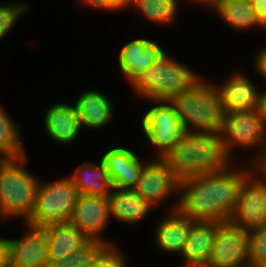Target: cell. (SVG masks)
Returning <instances> with one entry per match:
<instances>
[{
  "instance_id": "cell-2",
  "label": "cell",
  "mask_w": 266,
  "mask_h": 267,
  "mask_svg": "<svg viewBox=\"0 0 266 267\" xmlns=\"http://www.w3.org/2000/svg\"><path fill=\"white\" fill-rule=\"evenodd\" d=\"M161 159L179 182L225 170L231 165L221 132L185 131Z\"/></svg>"
},
{
  "instance_id": "cell-29",
  "label": "cell",
  "mask_w": 266,
  "mask_h": 267,
  "mask_svg": "<svg viewBox=\"0 0 266 267\" xmlns=\"http://www.w3.org/2000/svg\"><path fill=\"white\" fill-rule=\"evenodd\" d=\"M27 8L28 5L25 3H9L0 6V39L14 27Z\"/></svg>"
},
{
  "instance_id": "cell-23",
  "label": "cell",
  "mask_w": 266,
  "mask_h": 267,
  "mask_svg": "<svg viewBox=\"0 0 266 267\" xmlns=\"http://www.w3.org/2000/svg\"><path fill=\"white\" fill-rule=\"evenodd\" d=\"M99 162V165L82 163L76 168L72 179L79 194L108 197L114 189L105 165L101 160Z\"/></svg>"
},
{
  "instance_id": "cell-7",
  "label": "cell",
  "mask_w": 266,
  "mask_h": 267,
  "mask_svg": "<svg viewBox=\"0 0 266 267\" xmlns=\"http://www.w3.org/2000/svg\"><path fill=\"white\" fill-rule=\"evenodd\" d=\"M266 118L262 109L225 112L221 131L224 146L229 156L231 148L237 145L242 148L259 146L260 152L255 157L254 168L266 156Z\"/></svg>"
},
{
  "instance_id": "cell-22",
  "label": "cell",
  "mask_w": 266,
  "mask_h": 267,
  "mask_svg": "<svg viewBox=\"0 0 266 267\" xmlns=\"http://www.w3.org/2000/svg\"><path fill=\"white\" fill-rule=\"evenodd\" d=\"M216 221H194L189 230L182 256L187 261L208 259L211 257L216 228L220 225Z\"/></svg>"
},
{
  "instance_id": "cell-10",
  "label": "cell",
  "mask_w": 266,
  "mask_h": 267,
  "mask_svg": "<svg viewBox=\"0 0 266 267\" xmlns=\"http://www.w3.org/2000/svg\"><path fill=\"white\" fill-rule=\"evenodd\" d=\"M210 260L217 267H249V234L247 230L223 222L216 228Z\"/></svg>"
},
{
  "instance_id": "cell-14",
  "label": "cell",
  "mask_w": 266,
  "mask_h": 267,
  "mask_svg": "<svg viewBox=\"0 0 266 267\" xmlns=\"http://www.w3.org/2000/svg\"><path fill=\"white\" fill-rule=\"evenodd\" d=\"M164 53L155 41L142 38L132 40L125 44L119 53L120 69L132 85Z\"/></svg>"
},
{
  "instance_id": "cell-40",
  "label": "cell",
  "mask_w": 266,
  "mask_h": 267,
  "mask_svg": "<svg viewBox=\"0 0 266 267\" xmlns=\"http://www.w3.org/2000/svg\"><path fill=\"white\" fill-rule=\"evenodd\" d=\"M252 267H266V262L255 264Z\"/></svg>"
},
{
  "instance_id": "cell-39",
  "label": "cell",
  "mask_w": 266,
  "mask_h": 267,
  "mask_svg": "<svg viewBox=\"0 0 266 267\" xmlns=\"http://www.w3.org/2000/svg\"><path fill=\"white\" fill-rule=\"evenodd\" d=\"M7 160V158L5 156H3L2 154H0V167L3 165V163Z\"/></svg>"
},
{
  "instance_id": "cell-27",
  "label": "cell",
  "mask_w": 266,
  "mask_h": 267,
  "mask_svg": "<svg viewBox=\"0 0 266 267\" xmlns=\"http://www.w3.org/2000/svg\"><path fill=\"white\" fill-rule=\"evenodd\" d=\"M106 246L103 241L86 238L67 256L54 261L50 267H88Z\"/></svg>"
},
{
  "instance_id": "cell-12",
  "label": "cell",
  "mask_w": 266,
  "mask_h": 267,
  "mask_svg": "<svg viewBox=\"0 0 266 267\" xmlns=\"http://www.w3.org/2000/svg\"><path fill=\"white\" fill-rule=\"evenodd\" d=\"M134 191L151 207L179 191V181L161 158L143 165Z\"/></svg>"
},
{
  "instance_id": "cell-21",
  "label": "cell",
  "mask_w": 266,
  "mask_h": 267,
  "mask_svg": "<svg viewBox=\"0 0 266 267\" xmlns=\"http://www.w3.org/2000/svg\"><path fill=\"white\" fill-rule=\"evenodd\" d=\"M43 228L47 233L50 265L67 256L86 239L71 221L54 223Z\"/></svg>"
},
{
  "instance_id": "cell-19",
  "label": "cell",
  "mask_w": 266,
  "mask_h": 267,
  "mask_svg": "<svg viewBox=\"0 0 266 267\" xmlns=\"http://www.w3.org/2000/svg\"><path fill=\"white\" fill-rule=\"evenodd\" d=\"M108 199L110 217L129 224L145 218L152 208L134 189L114 188Z\"/></svg>"
},
{
  "instance_id": "cell-4",
  "label": "cell",
  "mask_w": 266,
  "mask_h": 267,
  "mask_svg": "<svg viewBox=\"0 0 266 267\" xmlns=\"http://www.w3.org/2000/svg\"><path fill=\"white\" fill-rule=\"evenodd\" d=\"M26 158L7 159L0 167V216L30 218L40 182L23 165Z\"/></svg>"
},
{
  "instance_id": "cell-31",
  "label": "cell",
  "mask_w": 266,
  "mask_h": 267,
  "mask_svg": "<svg viewBox=\"0 0 266 267\" xmlns=\"http://www.w3.org/2000/svg\"><path fill=\"white\" fill-rule=\"evenodd\" d=\"M84 4L90 5L95 8L109 9V10H119L128 8L127 0H81Z\"/></svg>"
},
{
  "instance_id": "cell-1",
  "label": "cell",
  "mask_w": 266,
  "mask_h": 267,
  "mask_svg": "<svg viewBox=\"0 0 266 267\" xmlns=\"http://www.w3.org/2000/svg\"><path fill=\"white\" fill-rule=\"evenodd\" d=\"M231 167L179 182L181 195L174 207L193 221L229 222L241 185L253 173L250 169L235 171Z\"/></svg>"
},
{
  "instance_id": "cell-9",
  "label": "cell",
  "mask_w": 266,
  "mask_h": 267,
  "mask_svg": "<svg viewBox=\"0 0 266 267\" xmlns=\"http://www.w3.org/2000/svg\"><path fill=\"white\" fill-rule=\"evenodd\" d=\"M252 175L242 183L236 209L229 221L247 231L266 224V176L263 180Z\"/></svg>"
},
{
  "instance_id": "cell-25",
  "label": "cell",
  "mask_w": 266,
  "mask_h": 267,
  "mask_svg": "<svg viewBox=\"0 0 266 267\" xmlns=\"http://www.w3.org/2000/svg\"><path fill=\"white\" fill-rule=\"evenodd\" d=\"M18 126L0 106V154L7 159L26 157Z\"/></svg>"
},
{
  "instance_id": "cell-26",
  "label": "cell",
  "mask_w": 266,
  "mask_h": 267,
  "mask_svg": "<svg viewBox=\"0 0 266 267\" xmlns=\"http://www.w3.org/2000/svg\"><path fill=\"white\" fill-rule=\"evenodd\" d=\"M177 5V0H127V7L134 6L145 18L167 25L173 22Z\"/></svg>"
},
{
  "instance_id": "cell-17",
  "label": "cell",
  "mask_w": 266,
  "mask_h": 267,
  "mask_svg": "<svg viewBox=\"0 0 266 267\" xmlns=\"http://www.w3.org/2000/svg\"><path fill=\"white\" fill-rule=\"evenodd\" d=\"M47 134L57 143L68 144L74 141L81 129L76 105L54 104L44 118Z\"/></svg>"
},
{
  "instance_id": "cell-33",
  "label": "cell",
  "mask_w": 266,
  "mask_h": 267,
  "mask_svg": "<svg viewBox=\"0 0 266 267\" xmlns=\"http://www.w3.org/2000/svg\"><path fill=\"white\" fill-rule=\"evenodd\" d=\"M0 267H10L7 239H0Z\"/></svg>"
},
{
  "instance_id": "cell-38",
  "label": "cell",
  "mask_w": 266,
  "mask_h": 267,
  "mask_svg": "<svg viewBox=\"0 0 266 267\" xmlns=\"http://www.w3.org/2000/svg\"><path fill=\"white\" fill-rule=\"evenodd\" d=\"M193 1H196V2L199 1L200 3L202 2L203 4L208 5V7H211L217 0H193Z\"/></svg>"
},
{
  "instance_id": "cell-16",
  "label": "cell",
  "mask_w": 266,
  "mask_h": 267,
  "mask_svg": "<svg viewBox=\"0 0 266 267\" xmlns=\"http://www.w3.org/2000/svg\"><path fill=\"white\" fill-rule=\"evenodd\" d=\"M114 188L134 189L143 165L131 150L124 147L109 149L101 157Z\"/></svg>"
},
{
  "instance_id": "cell-11",
  "label": "cell",
  "mask_w": 266,
  "mask_h": 267,
  "mask_svg": "<svg viewBox=\"0 0 266 267\" xmlns=\"http://www.w3.org/2000/svg\"><path fill=\"white\" fill-rule=\"evenodd\" d=\"M109 218L110 203L107 196L79 194L71 222L86 238L98 239L107 246H113L99 237Z\"/></svg>"
},
{
  "instance_id": "cell-18",
  "label": "cell",
  "mask_w": 266,
  "mask_h": 267,
  "mask_svg": "<svg viewBox=\"0 0 266 267\" xmlns=\"http://www.w3.org/2000/svg\"><path fill=\"white\" fill-rule=\"evenodd\" d=\"M164 217L156 226V243L165 252H183L190 226L194 222L178 209Z\"/></svg>"
},
{
  "instance_id": "cell-8",
  "label": "cell",
  "mask_w": 266,
  "mask_h": 267,
  "mask_svg": "<svg viewBox=\"0 0 266 267\" xmlns=\"http://www.w3.org/2000/svg\"><path fill=\"white\" fill-rule=\"evenodd\" d=\"M155 106L143 115L142 128L149 142L157 147L158 158L168 152L185 130L169 101L152 100Z\"/></svg>"
},
{
  "instance_id": "cell-37",
  "label": "cell",
  "mask_w": 266,
  "mask_h": 267,
  "mask_svg": "<svg viewBox=\"0 0 266 267\" xmlns=\"http://www.w3.org/2000/svg\"><path fill=\"white\" fill-rule=\"evenodd\" d=\"M263 94V99H262V111L263 115L266 118V91L262 93Z\"/></svg>"
},
{
  "instance_id": "cell-36",
  "label": "cell",
  "mask_w": 266,
  "mask_h": 267,
  "mask_svg": "<svg viewBox=\"0 0 266 267\" xmlns=\"http://www.w3.org/2000/svg\"><path fill=\"white\" fill-rule=\"evenodd\" d=\"M257 169L266 176V156L265 158L257 165Z\"/></svg>"
},
{
  "instance_id": "cell-30",
  "label": "cell",
  "mask_w": 266,
  "mask_h": 267,
  "mask_svg": "<svg viewBox=\"0 0 266 267\" xmlns=\"http://www.w3.org/2000/svg\"><path fill=\"white\" fill-rule=\"evenodd\" d=\"M122 254L114 246H106L88 267H125L126 262Z\"/></svg>"
},
{
  "instance_id": "cell-5",
  "label": "cell",
  "mask_w": 266,
  "mask_h": 267,
  "mask_svg": "<svg viewBox=\"0 0 266 267\" xmlns=\"http://www.w3.org/2000/svg\"><path fill=\"white\" fill-rule=\"evenodd\" d=\"M166 55L164 53L132 84L136 94L142 98L169 101L200 79L188 66Z\"/></svg>"
},
{
  "instance_id": "cell-34",
  "label": "cell",
  "mask_w": 266,
  "mask_h": 267,
  "mask_svg": "<svg viewBox=\"0 0 266 267\" xmlns=\"http://www.w3.org/2000/svg\"><path fill=\"white\" fill-rule=\"evenodd\" d=\"M255 63L257 71H259L261 77L266 79V47L262 48L259 53H257Z\"/></svg>"
},
{
  "instance_id": "cell-3",
  "label": "cell",
  "mask_w": 266,
  "mask_h": 267,
  "mask_svg": "<svg viewBox=\"0 0 266 267\" xmlns=\"http://www.w3.org/2000/svg\"><path fill=\"white\" fill-rule=\"evenodd\" d=\"M201 80L202 78L180 95L172 97L169 102L185 131L221 132L225 110L219 93L215 85Z\"/></svg>"
},
{
  "instance_id": "cell-20",
  "label": "cell",
  "mask_w": 266,
  "mask_h": 267,
  "mask_svg": "<svg viewBox=\"0 0 266 267\" xmlns=\"http://www.w3.org/2000/svg\"><path fill=\"white\" fill-rule=\"evenodd\" d=\"M81 126L101 128L105 126L113 114L110 100L99 91L84 92L75 103Z\"/></svg>"
},
{
  "instance_id": "cell-32",
  "label": "cell",
  "mask_w": 266,
  "mask_h": 267,
  "mask_svg": "<svg viewBox=\"0 0 266 267\" xmlns=\"http://www.w3.org/2000/svg\"><path fill=\"white\" fill-rule=\"evenodd\" d=\"M254 12L263 28H266V0H251Z\"/></svg>"
},
{
  "instance_id": "cell-13",
  "label": "cell",
  "mask_w": 266,
  "mask_h": 267,
  "mask_svg": "<svg viewBox=\"0 0 266 267\" xmlns=\"http://www.w3.org/2000/svg\"><path fill=\"white\" fill-rule=\"evenodd\" d=\"M20 239H7L10 267H50L47 233L43 227L29 224Z\"/></svg>"
},
{
  "instance_id": "cell-6",
  "label": "cell",
  "mask_w": 266,
  "mask_h": 267,
  "mask_svg": "<svg viewBox=\"0 0 266 267\" xmlns=\"http://www.w3.org/2000/svg\"><path fill=\"white\" fill-rule=\"evenodd\" d=\"M79 193L71 177L40 183L34 210L26 224L45 227L71 221Z\"/></svg>"
},
{
  "instance_id": "cell-24",
  "label": "cell",
  "mask_w": 266,
  "mask_h": 267,
  "mask_svg": "<svg viewBox=\"0 0 266 267\" xmlns=\"http://www.w3.org/2000/svg\"><path fill=\"white\" fill-rule=\"evenodd\" d=\"M210 8H214L223 20L236 30L263 27L254 12L251 0H217Z\"/></svg>"
},
{
  "instance_id": "cell-35",
  "label": "cell",
  "mask_w": 266,
  "mask_h": 267,
  "mask_svg": "<svg viewBox=\"0 0 266 267\" xmlns=\"http://www.w3.org/2000/svg\"><path fill=\"white\" fill-rule=\"evenodd\" d=\"M185 267H217L210 258L208 259H198V260H191L186 262Z\"/></svg>"
},
{
  "instance_id": "cell-15",
  "label": "cell",
  "mask_w": 266,
  "mask_h": 267,
  "mask_svg": "<svg viewBox=\"0 0 266 267\" xmlns=\"http://www.w3.org/2000/svg\"><path fill=\"white\" fill-rule=\"evenodd\" d=\"M216 89L225 112L262 109L263 94L246 75L236 73Z\"/></svg>"
},
{
  "instance_id": "cell-28",
  "label": "cell",
  "mask_w": 266,
  "mask_h": 267,
  "mask_svg": "<svg viewBox=\"0 0 266 267\" xmlns=\"http://www.w3.org/2000/svg\"><path fill=\"white\" fill-rule=\"evenodd\" d=\"M249 267L266 262V224L248 230Z\"/></svg>"
}]
</instances>
